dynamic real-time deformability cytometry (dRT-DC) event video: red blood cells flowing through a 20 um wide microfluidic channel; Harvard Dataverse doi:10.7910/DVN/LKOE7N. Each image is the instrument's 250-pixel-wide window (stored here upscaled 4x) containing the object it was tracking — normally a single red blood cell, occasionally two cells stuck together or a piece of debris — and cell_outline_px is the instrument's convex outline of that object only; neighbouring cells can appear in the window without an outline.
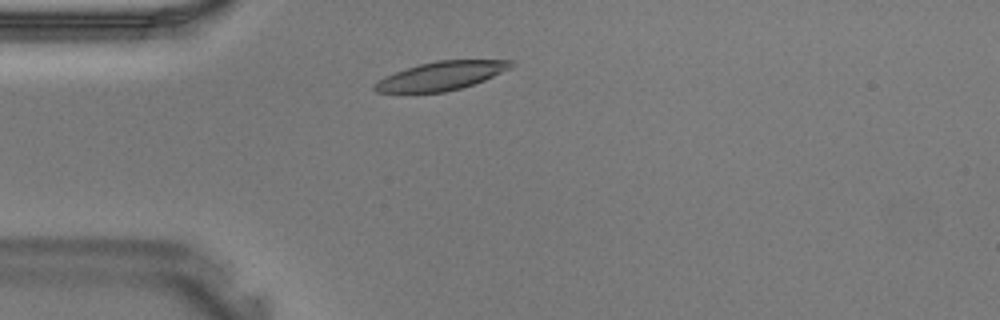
{"species": "Egyptian fruit bat (a non-hibernating species)", "species_latin": "Rousettus aegyptiacus", "temperature_condition": "warm", "stored_images_in_passage": 32, "camera_frame_rate_fps": 3000, "um_per_image_px": 0.085, "animal": {"sex": "male"}, "frame": {"image": 1, "passage_image": 2, "time_ms": 0.333, "image_size_px": [1000, 320], "cell_outline_px": [[512, 64], [508, 68], [484, 80], [460, 88], [444, 92], [376, 92], [372, 88], [372, 84], [396, 72], [420, 64], [436, 60], [512, 60]], "centroid_in_image_um": [37.46, 6.45], "position_along_channel_um": 47.5, "area_um2": 22.08}}
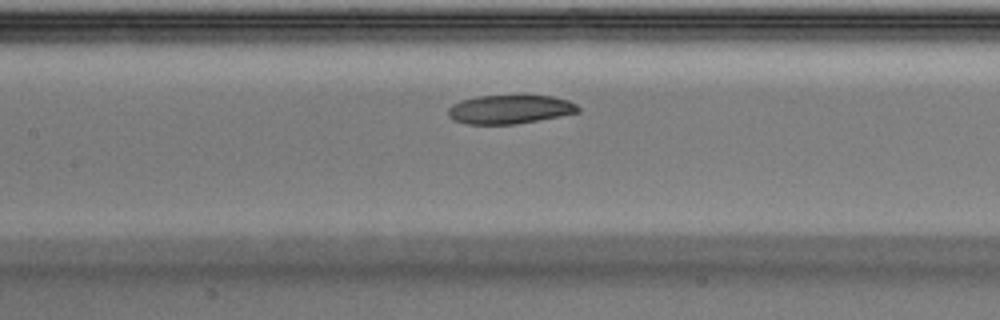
{"frame": {"image": 2, "passage_image": 10, "time_ms": 3.0, "image_size_px": [1000, 320], "cell_outline_px": [[580, 112], [516, 124], [468, 124], [452, 120], [448, 116], [448, 108], [452, 104], [460, 100], [476, 96], [552, 96], [568, 100], [576, 104], [580, 108]], "centroid_in_image_um": [43.3, 9.3], "position_along_channel_um": 164.1, "area_um2": 21.79}}
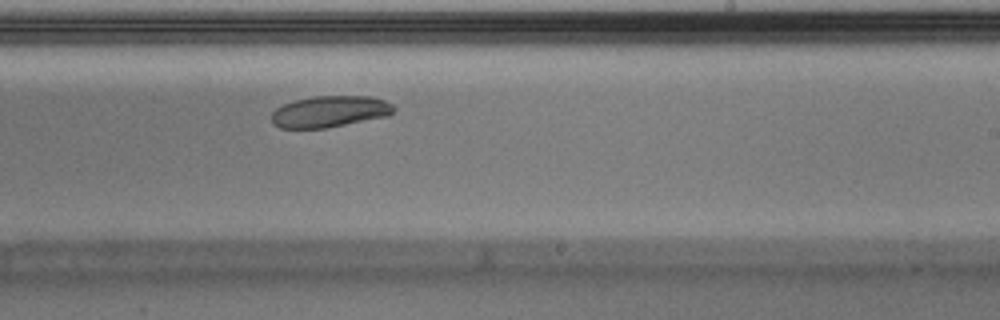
{"frame": {"image": 3, "passage_image": 16, "time_ms": 5.0, "image_size_px": [1000, 320], "cell_outline_px": [[396, 108], [388, 116], [324, 128], [280, 128], [272, 124], [272, 112], [276, 108], [284, 104], [296, 100], [312, 96], [368, 96], [384, 100], [392, 104]], "centroid_in_image_um": [28.02, 9.48], "position_along_channel_um": 261.0, "area_um2": 22.25}}